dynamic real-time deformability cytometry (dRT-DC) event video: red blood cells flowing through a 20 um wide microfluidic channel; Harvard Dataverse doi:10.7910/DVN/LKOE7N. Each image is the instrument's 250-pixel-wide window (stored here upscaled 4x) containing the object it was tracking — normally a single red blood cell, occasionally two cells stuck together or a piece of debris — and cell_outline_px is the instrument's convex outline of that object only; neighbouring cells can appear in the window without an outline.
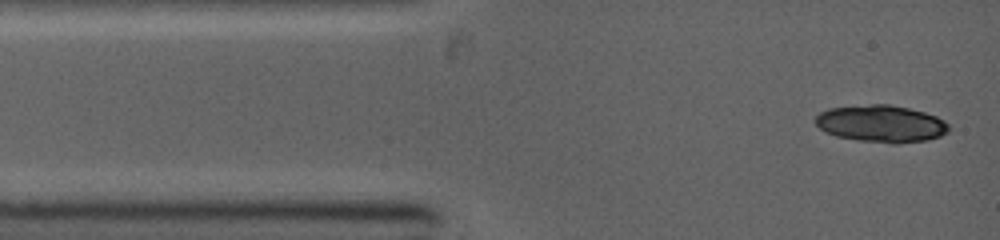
{"species": "common noctule bat (a hibernating species)", "species_latin": "Nyctalus noctula", "temperature_condition": "warm", "stored_images_in_passage": 4, "camera_frame_rate_fps": 5000, "um_per_image_px": 0.085, "animal": {"sex": "female", "body_mass_g": 19.0, "forearm_length_mm": 53.3}, "frame": {"image": 1, "passage_image": 1, "time_ms": 0.0, "image_size_px": [1000, 240], "cell_outline_px": [[948, 132], [940, 136], [928, 140], [896, 144], [892, 144], [860, 140], [836, 136], [824, 132], [816, 124], [816, 116], [820, 112], [828, 108], [872, 104], [888, 104], [908, 108], [924, 112], [936, 116], [944, 120], [948, 124]], "centroid_in_image_um": [74.9, 10.52], "position_along_channel_um": 10.1, "area_um2": 28.84}}